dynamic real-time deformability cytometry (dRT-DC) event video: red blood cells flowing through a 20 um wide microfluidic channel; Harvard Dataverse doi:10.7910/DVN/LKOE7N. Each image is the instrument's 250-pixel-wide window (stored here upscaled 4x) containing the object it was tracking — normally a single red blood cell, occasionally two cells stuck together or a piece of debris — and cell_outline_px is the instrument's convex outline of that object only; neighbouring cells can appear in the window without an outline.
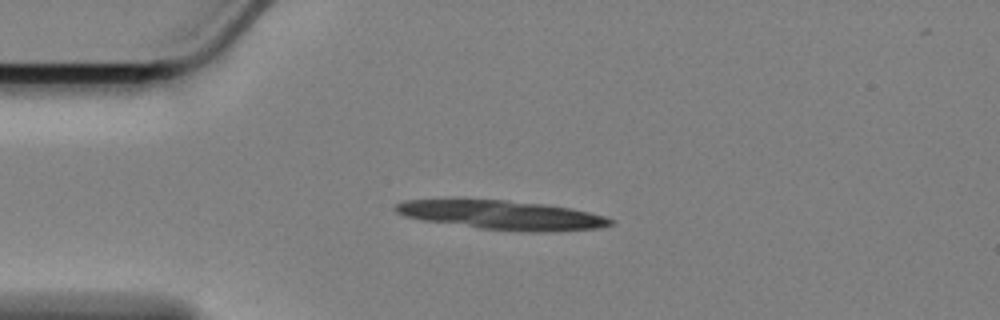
{"species": "Egyptian fruit bat (a non-hibernating species)", "species_latin": "Rousettus aegyptiacus", "temperature_condition": "cold", "stored_images_in_passage": 23, "camera_frame_rate_fps": 3000, "um_per_image_px": 0.085, "animal": {"sex": "female"}, "frame": {"image": 1, "passage_image": 1, "time_ms": 0.0, "image_size_px": [1000, 320], "cell_outline_px": [[616, 224], [600, 228], [552, 232], [528, 232], [480, 228], [424, 220], [404, 216], [396, 212], [392, 208], [396, 204], [408, 200], [504, 200], [544, 204], [568, 208], [608, 216], [616, 220]], "centroid_in_image_um": [42.79, 18.3], "position_along_channel_um": 42.2, "area_um2": 36.3}}